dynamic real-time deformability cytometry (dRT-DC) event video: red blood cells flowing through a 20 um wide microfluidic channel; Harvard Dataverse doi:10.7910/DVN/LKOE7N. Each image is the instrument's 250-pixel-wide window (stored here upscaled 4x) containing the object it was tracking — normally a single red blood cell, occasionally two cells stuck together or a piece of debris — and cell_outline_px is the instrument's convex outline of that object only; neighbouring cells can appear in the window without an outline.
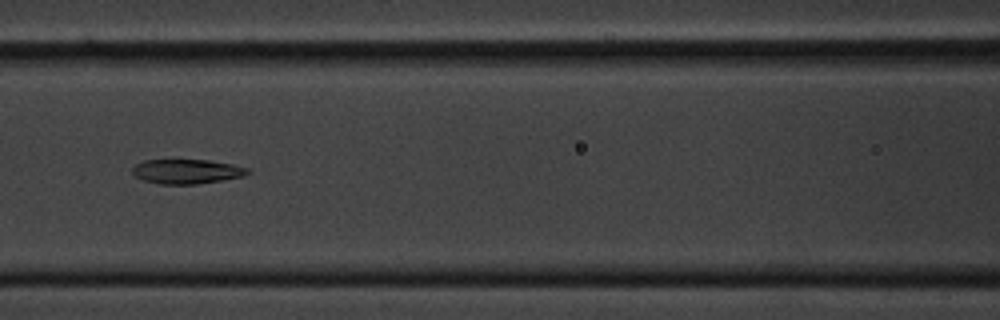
{"species": "common noctule bat (a hibernating species)", "species_latin": "Nyctalus noctula", "temperature_condition": "cold", "stored_images_in_passage": 21, "camera_frame_rate_fps": 3000, "um_per_image_px": 0.085, "animal": {"sex": "male", "body_mass_g": 20.1, "forearm_length_mm": 53.5}, "frame": {"image": 1, "passage_image": 12, "time_ms": 3.667, "image_size_px": [1000, 320], "cell_outline_px": [[252, 172], [244, 176], [224, 180], [196, 184], [160, 184], [144, 180], [136, 176], [132, 172], [132, 168], [136, 164], [144, 160], [208, 160], [232, 164], [248, 168]], "centroid_in_image_um": [15.91, 14.57], "position_along_channel_um": 150.7, "area_um2": 16.47}}
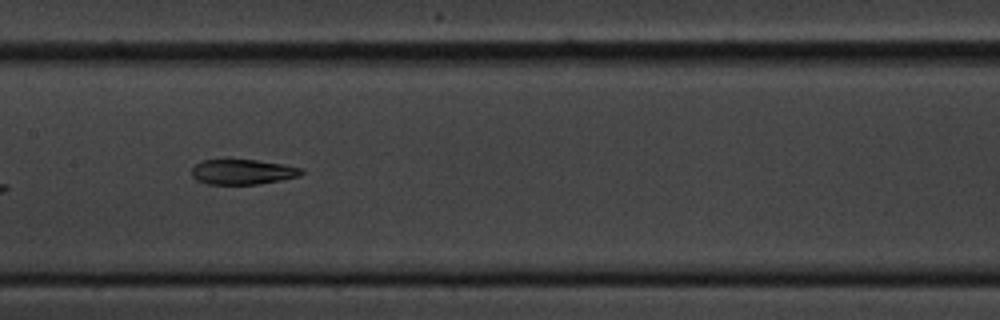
{"frame": {"image": 2, "passage_image": 15, "time_ms": 4.667, "image_size_px": [1000, 320], "cell_outline_px": [[304, 172], [300, 176], [280, 180], [256, 184], [208, 184], [196, 180], [192, 176], [192, 168], [196, 164], [204, 160], [228, 156], [284, 164], [304, 168]], "centroid_in_image_um": [20.6, 14.56], "position_along_channel_um": 186.8, "area_um2": 16.76}}